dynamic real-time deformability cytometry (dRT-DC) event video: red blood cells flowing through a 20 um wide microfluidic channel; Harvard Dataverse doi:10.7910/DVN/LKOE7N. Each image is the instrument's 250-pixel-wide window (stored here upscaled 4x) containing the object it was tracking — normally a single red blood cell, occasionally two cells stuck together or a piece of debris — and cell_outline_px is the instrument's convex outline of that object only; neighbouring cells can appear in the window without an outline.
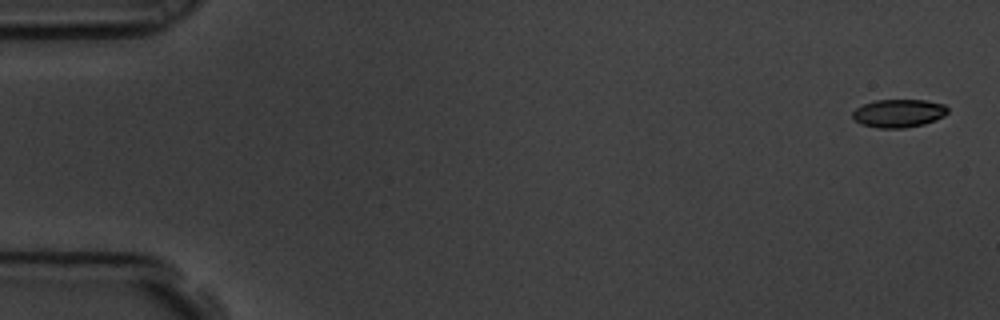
{"species": "common noctule bat (a hibernating species)", "species_latin": "Nyctalus noctula", "temperature_condition": "room temperature", "stored_images_in_passage": 8, "camera_frame_rate_fps": 3000, "um_per_image_px": 0.085, "animal": {"sex": "male", "body_mass_g": 19.5, "forearm_length_mm": 54.6}, "frame": {"image": 1, "passage_image": 1, "time_ms": 0.0, "image_size_px": [1000, 320], "cell_outline_px": [[948, 112], [944, 116], [936, 120], [924, 124], [904, 128], [880, 128], [860, 124], [852, 116], [852, 112], [856, 108], [864, 104], [876, 100], [924, 100], [944, 104], [948, 108]], "centroid_in_image_um": [76.4, 9.63], "position_along_channel_um": 8.6, "area_um2": 15.61}}
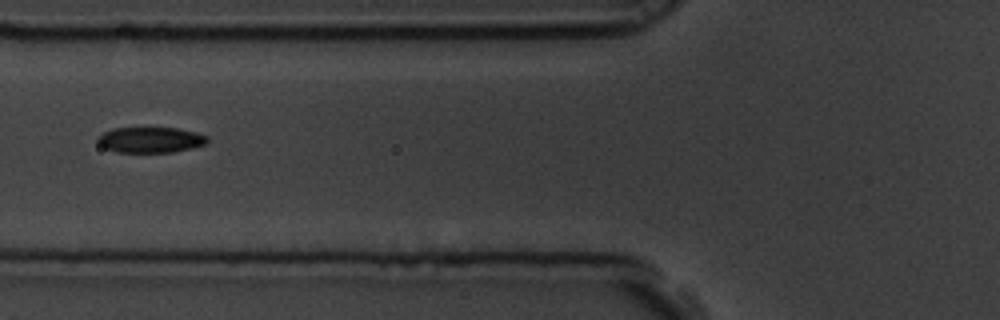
{"frame": {"image": 2, "passage_image": 7, "time_ms": 2.0, "image_size_px": [1000, 320], "cell_outline_px": [[208, 144], [172, 152], [116, 152], [104, 148], [96, 140], [96, 136], [112, 128], [176, 128], [196, 132], [208, 136]], "centroid_in_image_um": [12.78, 11.88], "position_along_channel_um": 113.0, "area_um2": 16.47}}
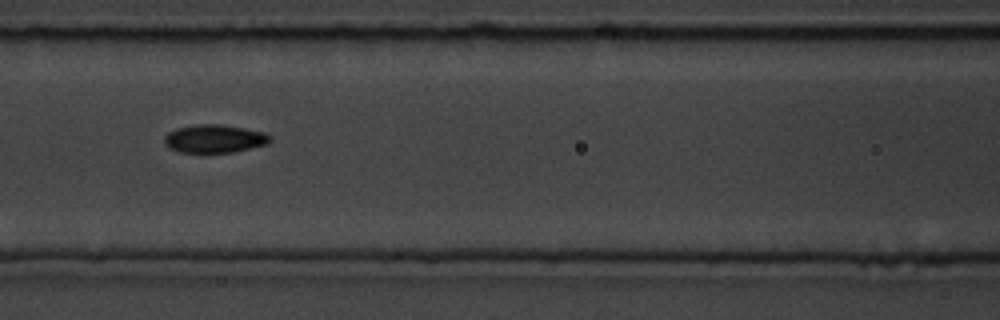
{"frame": {"image": 3, "passage_image": 8, "time_ms": 2.333, "image_size_px": [1000, 320], "cell_outline_px": [[272, 140], [268, 144], [232, 152], [204, 156], [180, 152], [168, 148], [164, 144], [164, 136], [168, 132], [176, 128], [196, 124], [220, 124], [244, 128], [264, 132], [272, 136]], "centroid_in_image_um": [18.19, 11.83], "position_along_channel_um": 148.4, "area_um2": 18.21}}